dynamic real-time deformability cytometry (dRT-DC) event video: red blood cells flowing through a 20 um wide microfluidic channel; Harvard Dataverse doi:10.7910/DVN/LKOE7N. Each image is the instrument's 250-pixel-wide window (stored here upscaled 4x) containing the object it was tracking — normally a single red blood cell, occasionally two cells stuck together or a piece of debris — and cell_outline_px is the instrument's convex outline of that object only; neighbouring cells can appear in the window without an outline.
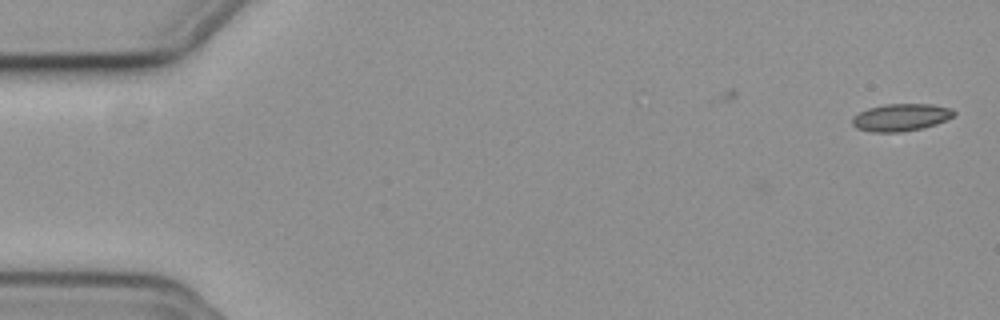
{"species": "common noctule bat (a hibernating species)", "species_latin": "Nyctalus noctula", "temperature_condition": "cold", "stored_images_in_passage": 11, "camera_frame_rate_fps": 3000, "um_per_image_px": 0.085, "animal": {"sex": "female", "body_mass_g": 19.3, "forearm_length_mm": 54.1}, "frame": {"image": 1, "passage_image": 1, "time_ms": 0.0, "image_size_px": [1000, 320], "cell_outline_px": [[956, 112], [952, 116], [936, 124], [920, 128], [900, 132], [872, 132], [856, 128], [852, 124], [852, 116], [868, 108], [884, 104], [932, 104], [952, 108]], "centroid_in_image_um": [76.55, 9.97], "position_along_channel_um": 8.5, "area_um2": 16.13}}